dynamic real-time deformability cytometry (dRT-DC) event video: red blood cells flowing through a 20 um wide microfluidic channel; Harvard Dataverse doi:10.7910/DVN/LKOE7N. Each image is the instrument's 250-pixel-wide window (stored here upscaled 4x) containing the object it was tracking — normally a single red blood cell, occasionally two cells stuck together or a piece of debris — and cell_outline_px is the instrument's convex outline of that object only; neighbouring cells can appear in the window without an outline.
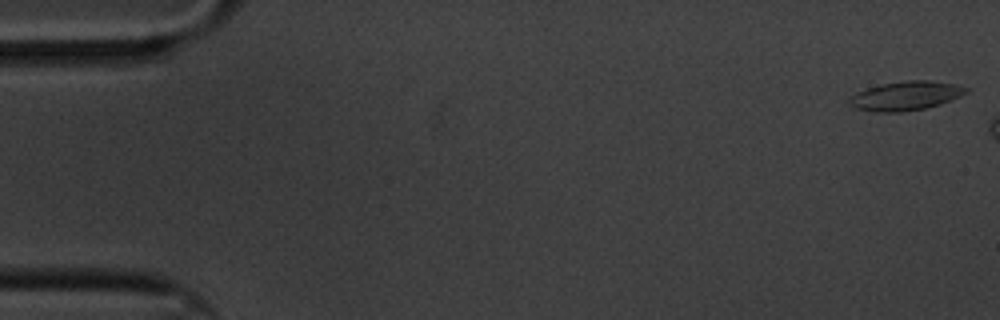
{"species": "common noctule bat (a hibernating species)", "species_latin": "Nyctalus noctula", "temperature_condition": "cold", "stored_images_in_passage": 8, "camera_frame_rate_fps": 3000, "um_per_image_px": 0.085, "animal": {"sex": "male", "body_mass_g": 20.1, "forearm_length_mm": 53.5}, "frame": {"image": 1, "passage_image": 1, "time_ms": 0.0, "image_size_px": [1000, 320], "cell_outline_px": [[968, 92], [952, 100], [940, 104], [924, 108], [900, 112], [876, 112], [856, 108], [848, 104], [848, 96], [856, 92], [880, 84], [908, 80], [928, 80], [956, 84], [968, 88]], "centroid_in_image_um": [76.96, 8.14], "position_along_channel_um": 8.0, "area_um2": 19.83}}